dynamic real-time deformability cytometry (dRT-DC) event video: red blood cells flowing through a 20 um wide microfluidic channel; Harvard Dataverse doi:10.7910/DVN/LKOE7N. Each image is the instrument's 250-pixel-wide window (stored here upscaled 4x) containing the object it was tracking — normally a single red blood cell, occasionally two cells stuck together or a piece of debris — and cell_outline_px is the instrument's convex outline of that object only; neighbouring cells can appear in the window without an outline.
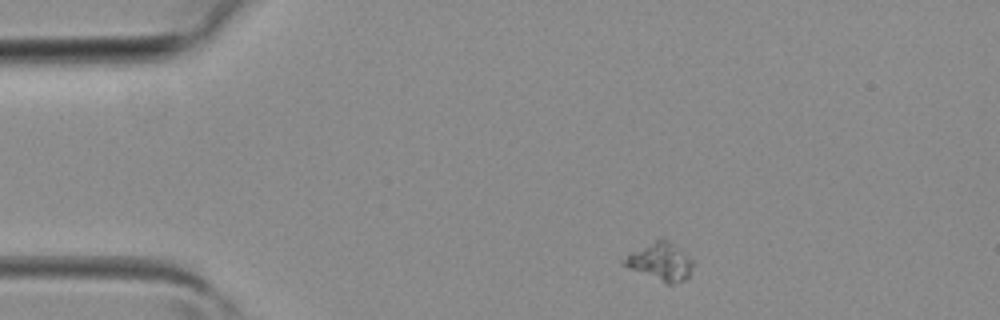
{"species": "common noctule bat (a hibernating species)", "species_latin": "Nyctalus noctula", "temperature_condition": "room temperature", "stored_images_in_passage": 3, "camera_frame_rate_fps": 3000, "um_per_image_px": 0.085, "animal": {"sex": "female", "body_mass_g": 19.3, "forearm_length_mm": 54.1}, "frame": {"image": 1, "passage_image": 1, "time_ms": 0.0, "image_size_px": [1000, 320], "cell_outline_px": [[692, 268], [688, 276], [684, 280], [672, 284], [668, 284], [628, 268], [620, 264], [620, 260], [632, 252], [660, 236], [664, 236], [684, 252], [692, 260]], "centroid_in_image_um": [56.1, 22.21], "position_along_channel_um": 28.9, "area_um2": 15.26}}